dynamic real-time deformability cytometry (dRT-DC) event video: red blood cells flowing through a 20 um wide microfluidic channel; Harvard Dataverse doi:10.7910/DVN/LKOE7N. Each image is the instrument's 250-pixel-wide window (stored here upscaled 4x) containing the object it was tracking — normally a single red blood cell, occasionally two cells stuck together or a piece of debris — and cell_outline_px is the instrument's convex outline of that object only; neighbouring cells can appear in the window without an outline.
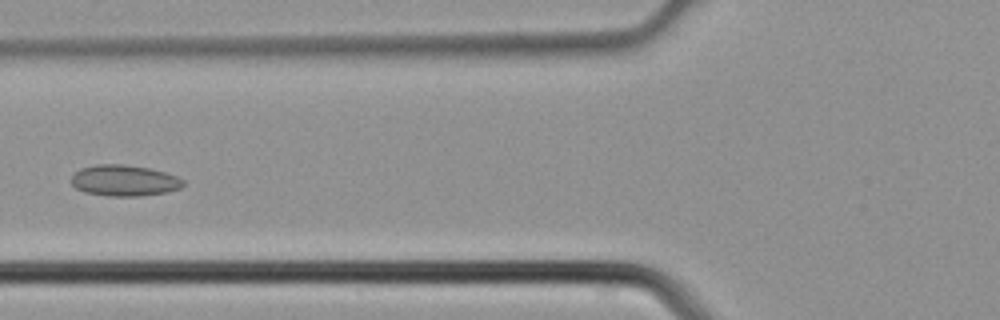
{"species": "common noctule bat (a hibernating species)", "species_latin": "Nyctalus noctula", "temperature_condition": "cold", "stored_images_in_passage": 4, "camera_frame_rate_fps": 3000, "um_per_image_px": 0.085, "animal": {"sex": "male", "body_mass_g": 21.5, "forearm_length_mm": 52.0}, "frame": {"image": 1, "passage_image": 4, "time_ms": 1.0, "image_size_px": [1000, 320], "cell_outline_px": [[184, 184], [180, 188], [164, 192], [140, 196], [108, 196], [84, 192], [76, 188], [72, 184], [72, 176], [80, 168], [96, 164], [124, 164], [148, 168], [164, 172], [176, 176], [184, 180]], "centroid_in_image_um": [10.54, 15.34], "position_along_channel_um": 115.3, "area_um2": 20.17}}